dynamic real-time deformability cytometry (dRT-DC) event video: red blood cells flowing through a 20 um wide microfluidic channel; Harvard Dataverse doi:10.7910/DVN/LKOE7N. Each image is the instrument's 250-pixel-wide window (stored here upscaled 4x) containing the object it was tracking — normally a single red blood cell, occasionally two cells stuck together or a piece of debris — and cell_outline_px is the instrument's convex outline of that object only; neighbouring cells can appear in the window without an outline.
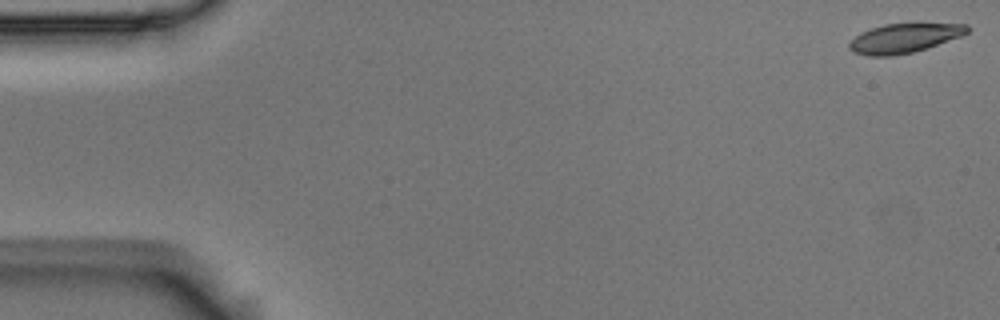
{"species": "Egyptian fruit bat (a non-hibernating species)", "species_latin": "Rousettus aegyptiacus", "temperature_condition": "room temperature", "stored_images_in_passage": 4, "camera_frame_rate_fps": 3000, "um_per_image_px": 0.085, "animal": {"sex": "male"}, "frame": {"image": 1, "passage_image": 1, "time_ms": 0.0, "image_size_px": [1000, 320], "cell_outline_px": [[968, 32], [960, 36], [912, 52], [892, 56], [868, 56], [852, 52], [848, 48], [848, 44], [860, 32], [884, 24], [912, 20], [968, 24]], "centroid_in_image_um": [76.87, 3.17], "position_along_channel_um": 8.1, "area_um2": 20.92}}